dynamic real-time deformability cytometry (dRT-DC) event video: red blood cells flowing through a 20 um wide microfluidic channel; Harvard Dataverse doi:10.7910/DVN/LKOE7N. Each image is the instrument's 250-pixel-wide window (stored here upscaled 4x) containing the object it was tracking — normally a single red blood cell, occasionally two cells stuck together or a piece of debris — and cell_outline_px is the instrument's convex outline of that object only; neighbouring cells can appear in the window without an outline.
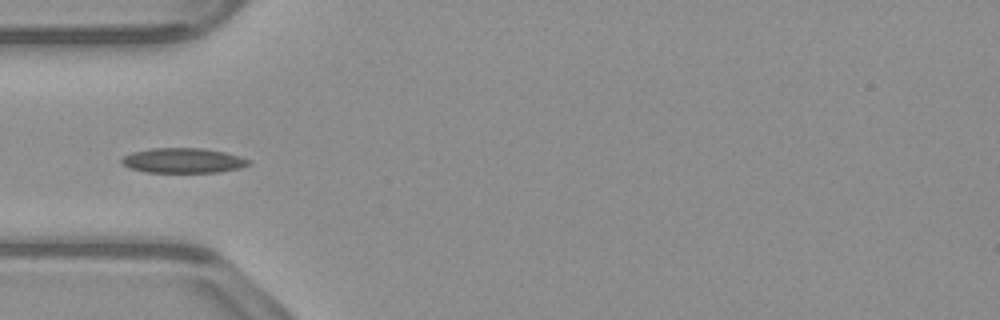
{"species": "common noctule bat (a hibernating species)", "species_latin": "Nyctalus noctula", "temperature_condition": "warm", "stored_images_in_passage": 16, "camera_frame_rate_fps": 3000, "um_per_image_px": 0.085, "animal": {"sex": "male", "body_mass_g": 23.1, "forearm_length_mm": 52.7}, "frame": {"image": 1, "passage_image": 3, "time_ms": 0.667, "image_size_px": [1000, 320], "cell_outline_px": [[252, 164], [240, 168], [220, 172], [144, 172], [128, 168], [120, 164], [120, 160], [124, 156], [132, 152], [152, 148], [204, 148], [224, 152], [240, 156], [252, 160]], "centroid_in_image_um": [15.57, 13.65], "position_along_channel_um": 69.4, "area_um2": 18.73}}
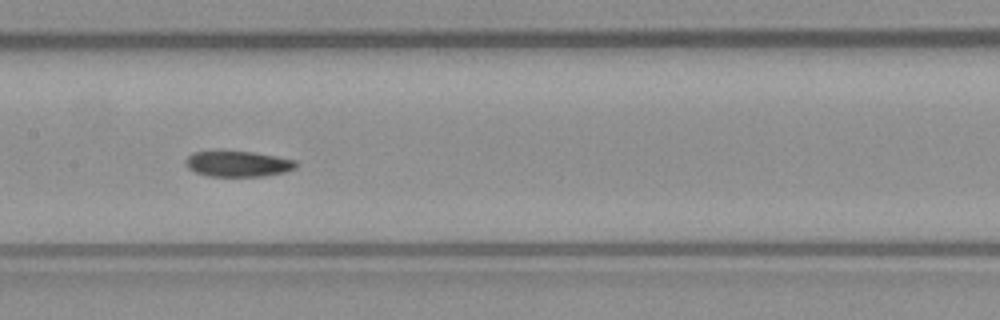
{"frame": {"image": 2, "passage_image": 12, "time_ms": 3.667, "image_size_px": [1000, 320], "cell_outline_px": [[300, 164], [296, 168], [284, 172], [264, 176], [208, 176], [196, 172], [188, 168], [184, 160], [192, 152], [252, 152], [276, 156], [296, 160]], "centroid_in_image_um": [20.26, 13.93], "position_along_channel_um": 187.1, "area_um2": 16.42}}